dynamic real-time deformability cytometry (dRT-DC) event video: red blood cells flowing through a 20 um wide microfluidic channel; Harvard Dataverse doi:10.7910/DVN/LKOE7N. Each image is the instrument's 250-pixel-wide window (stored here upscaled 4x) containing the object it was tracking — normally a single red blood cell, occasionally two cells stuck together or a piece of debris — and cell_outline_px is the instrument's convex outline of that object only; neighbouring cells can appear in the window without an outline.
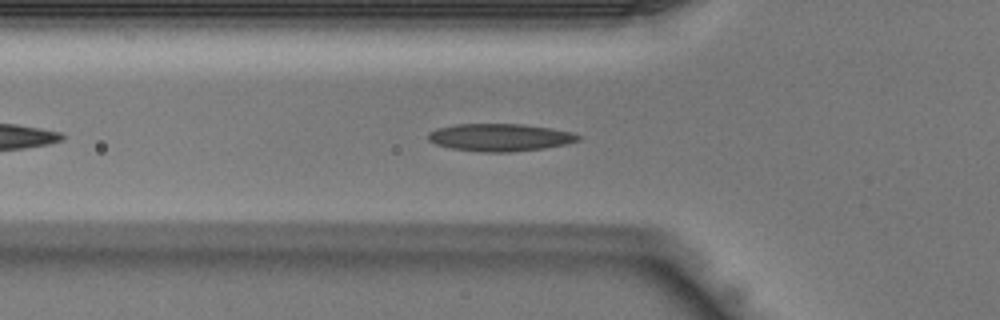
{"species": "Egyptian fruit bat (a non-hibernating species)", "species_latin": "Rousettus aegyptiacus", "temperature_condition": "warm", "stored_images_in_passage": 34, "camera_frame_rate_fps": 3000, "um_per_image_px": 0.085, "animal": {"sex": "male"}, "frame": {"image": 1, "passage_image": 6, "time_ms": 1.667, "image_size_px": [1000, 320], "cell_outline_px": [[580, 140], [568, 144], [544, 148], [508, 152], [484, 152], [452, 148], [436, 144], [428, 140], [428, 132], [436, 128], [456, 124], [524, 124], [572, 132], [580, 136]], "centroid_in_image_um": [42.49, 11.67], "position_along_channel_um": 83.3, "area_um2": 23.99}}
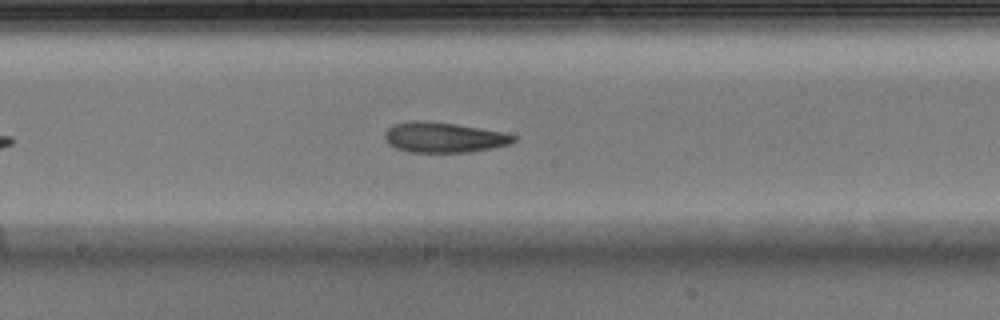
{"frame": {"image": 2, "passage_image": 14, "time_ms": 4.333, "image_size_px": [1000, 320], "cell_outline_px": [[516, 140], [508, 144], [492, 148], [468, 152], [408, 152], [396, 148], [388, 144], [384, 136], [384, 132], [392, 124], [412, 120], [424, 120], [456, 124], [504, 132], [516, 136]], "centroid_in_image_um": [37.68, 11.67], "position_along_channel_um": 210.5, "area_um2": 22.83}}
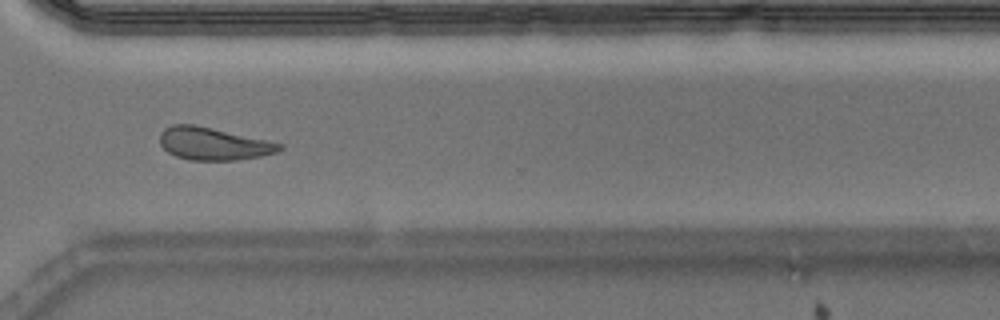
{"frame": {"image": 3, "passage_image": 23, "time_ms": 7.333, "image_size_px": [1000, 320], "cell_outline_px": [[284, 148], [276, 152], [260, 156], [236, 160], [188, 160], [176, 156], [168, 152], [160, 144], [160, 132], [164, 128], [172, 124], [192, 124], [212, 128], [284, 144]], "centroid_in_image_um": [18.11, 12.22], "position_along_channel_um": 352.5, "area_um2": 22.6}}